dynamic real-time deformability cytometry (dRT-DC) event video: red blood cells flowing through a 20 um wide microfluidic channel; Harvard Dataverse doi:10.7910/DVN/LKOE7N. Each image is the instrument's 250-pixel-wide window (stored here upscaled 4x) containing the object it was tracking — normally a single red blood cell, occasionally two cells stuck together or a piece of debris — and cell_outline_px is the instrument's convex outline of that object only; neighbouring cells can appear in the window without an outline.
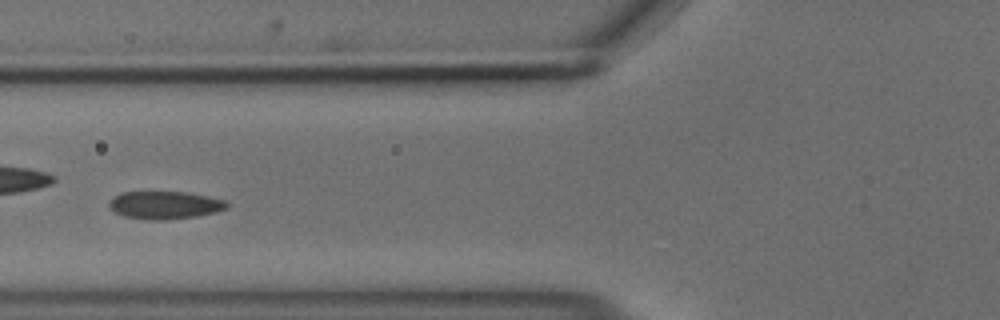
{"species": "common noctule bat (a hibernating species)", "species_latin": "Nyctalus noctula", "temperature_condition": "cold", "stored_images_in_passage": 39, "camera_frame_rate_fps": 3000, "um_per_image_px": 0.085, "animal": {"sex": "male", "body_mass_g": 18.8}, "frame": {"image": 1, "passage_image": 6, "time_ms": 1.667, "image_size_px": [1000, 320], "cell_outline_px": [[228, 208], [216, 212], [196, 216], [164, 220], [148, 220], [124, 216], [116, 212], [108, 204], [112, 196], [124, 192], [184, 192], [208, 196], [224, 200], [228, 204]], "centroid_in_image_um": [14.01, 17.43], "position_along_channel_um": 111.8, "area_um2": 18.96}}
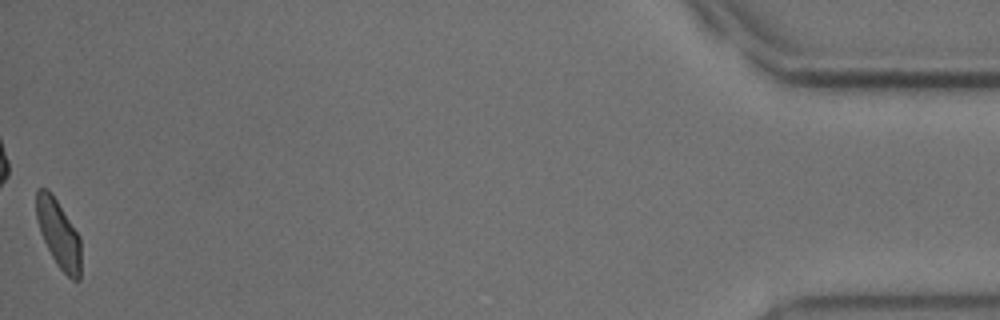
{"frame": {"image": 2, "passage_image": 39, "time_ms": 12.667, "image_size_px": [1000, 320], "cell_outline_px": [[80, 280], [72, 280], [56, 264], [40, 232], [36, 220], [36, 188], [48, 188], [52, 192], [80, 236]], "centroid_in_image_um": [4.97, 19.83], "position_along_channel_um": 430.2, "area_um2": 17.74}, "authors_computed_cell_mechanics": {"area_um2": 18.8428, "velocity_mm_per_s": 3.6803, "shape_relaxation_time_tau1_ms": 1.8728, "shape_relaxation_time_tau2_ms": 1.2276, "deformation_change_tau1": 0.0899, "deformation_change_tau2": 0.068}}